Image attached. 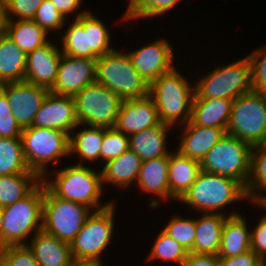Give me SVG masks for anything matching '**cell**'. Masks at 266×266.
<instances>
[{"mask_svg":"<svg viewBox=\"0 0 266 266\" xmlns=\"http://www.w3.org/2000/svg\"><path fill=\"white\" fill-rule=\"evenodd\" d=\"M194 95L195 86H190L175 67L149 85V96L156 105L161 123L170 126H182L190 121Z\"/></svg>","mask_w":266,"mask_h":266,"instance_id":"6da1fadb","label":"cell"},{"mask_svg":"<svg viewBox=\"0 0 266 266\" xmlns=\"http://www.w3.org/2000/svg\"><path fill=\"white\" fill-rule=\"evenodd\" d=\"M55 173V179H42L55 196L81 203L91 209L94 208V211L105 209L113 203L111 201L100 206L99 198L103 193L101 172L76 163Z\"/></svg>","mask_w":266,"mask_h":266,"instance_id":"7a4b0ae2","label":"cell"},{"mask_svg":"<svg viewBox=\"0 0 266 266\" xmlns=\"http://www.w3.org/2000/svg\"><path fill=\"white\" fill-rule=\"evenodd\" d=\"M248 199L245 187L236 179L200 171L197 179L180 202L203 213H217L237 200ZM217 210V211H216Z\"/></svg>","mask_w":266,"mask_h":266,"instance_id":"3957f363","label":"cell"},{"mask_svg":"<svg viewBox=\"0 0 266 266\" xmlns=\"http://www.w3.org/2000/svg\"><path fill=\"white\" fill-rule=\"evenodd\" d=\"M96 82L114 91L122 100L149 95V84L135 69L129 54L115 49L97 58Z\"/></svg>","mask_w":266,"mask_h":266,"instance_id":"277c9868","label":"cell"},{"mask_svg":"<svg viewBox=\"0 0 266 266\" xmlns=\"http://www.w3.org/2000/svg\"><path fill=\"white\" fill-rule=\"evenodd\" d=\"M45 184L41 181L26 197L3 207V248L27 245L31 232L42 230Z\"/></svg>","mask_w":266,"mask_h":266,"instance_id":"5b68a950","label":"cell"},{"mask_svg":"<svg viewBox=\"0 0 266 266\" xmlns=\"http://www.w3.org/2000/svg\"><path fill=\"white\" fill-rule=\"evenodd\" d=\"M21 139L27 167L41 179L49 178L50 162L70 155V136L59 130L29 126L22 129Z\"/></svg>","mask_w":266,"mask_h":266,"instance_id":"8992f818","label":"cell"},{"mask_svg":"<svg viewBox=\"0 0 266 266\" xmlns=\"http://www.w3.org/2000/svg\"><path fill=\"white\" fill-rule=\"evenodd\" d=\"M197 82L193 99L235 100L241 95L252 92L249 59L246 56L227 66L217 67Z\"/></svg>","mask_w":266,"mask_h":266,"instance_id":"52a82bcc","label":"cell"},{"mask_svg":"<svg viewBox=\"0 0 266 266\" xmlns=\"http://www.w3.org/2000/svg\"><path fill=\"white\" fill-rule=\"evenodd\" d=\"M253 146L225 134L201 161V170L232 177L246 187L250 176Z\"/></svg>","mask_w":266,"mask_h":266,"instance_id":"ba28073f","label":"cell"},{"mask_svg":"<svg viewBox=\"0 0 266 266\" xmlns=\"http://www.w3.org/2000/svg\"><path fill=\"white\" fill-rule=\"evenodd\" d=\"M93 210L81 203L59 198L45 186L42 230L70 244Z\"/></svg>","mask_w":266,"mask_h":266,"instance_id":"9c48e42d","label":"cell"},{"mask_svg":"<svg viewBox=\"0 0 266 266\" xmlns=\"http://www.w3.org/2000/svg\"><path fill=\"white\" fill-rule=\"evenodd\" d=\"M114 201L102 210L93 211L70 243L74 262L102 264L101 253L110 244L114 228Z\"/></svg>","mask_w":266,"mask_h":266,"instance_id":"30bf717a","label":"cell"},{"mask_svg":"<svg viewBox=\"0 0 266 266\" xmlns=\"http://www.w3.org/2000/svg\"><path fill=\"white\" fill-rule=\"evenodd\" d=\"M226 133L252 146L266 143V94L252 91L233 100Z\"/></svg>","mask_w":266,"mask_h":266,"instance_id":"8fae6325","label":"cell"},{"mask_svg":"<svg viewBox=\"0 0 266 266\" xmlns=\"http://www.w3.org/2000/svg\"><path fill=\"white\" fill-rule=\"evenodd\" d=\"M80 125L114 128L122 99L114 91L95 82L73 96Z\"/></svg>","mask_w":266,"mask_h":266,"instance_id":"7c38bea8","label":"cell"},{"mask_svg":"<svg viewBox=\"0 0 266 266\" xmlns=\"http://www.w3.org/2000/svg\"><path fill=\"white\" fill-rule=\"evenodd\" d=\"M7 97L12 114L20 127L32 125L36 113L50 92V89L26 81L6 83L0 89Z\"/></svg>","mask_w":266,"mask_h":266,"instance_id":"4fadbf2b","label":"cell"},{"mask_svg":"<svg viewBox=\"0 0 266 266\" xmlns=\"http://www.w3.org/2000/svg\"><path fill=\"white\" fill-rule=\"evenodd\" d=\"M96 61L97 59L76 58L62 54L57 79L50 92L56 95L74 96L87 85L95 83Z\"/></svg>","mask_w":266,"mask_h":266,"instance_id":"5bb4252c","label":"cell"},{"mask_svg":"<svg viewBox=\"0 0 266 266\" xmlns=\"http://www.w3.org/2000/svg\"><path fill=\"white\" fill-rule=\"evenodd\" d=\"M31 126L59 130L70 136L72 131L80 126L73 96L49 92Z\"/></svg>","mask_w":266,"mask_h":266,"instance_id":"9a60e30c","label":"cell"},{"mask_svg":"<svg viewBox=\"0 0 266 266\" xmlns=\"http://www.w3.org/2000/svg\"><path fill=\"white\" fill-rule=\"evenodd\" d=\"M172 50L167 40L159 39L128 54L135 69L150 85L159 76L174 68Z\"/></svg>","mask_w":266,"mask_h":266,"instance_id":"2e32d148","label":"cell"},{"mask_svg":"<svg viewBox=\"0 0 266 266\" xmlns=\"http://www.w3.org/2000/svg\"><path fill=\"white\" fill-rule=\"evenodd\" d=\"M160 123L156 105L148 95L142 98L123 100L114 128L130 136Z\"/></svg>","mask_w":266,"mask_h":266,"instance_id":"e0dca14e","label":"cell"},{"mask_svg":"<svg viewBox=\"0 0 266 266\" xmlns=\"http://www.w3.org/2000/svg\"><path fill=\"white\" fill-rule=\"evenodd\" d=\"M62 52L49 41L27 54L25 80L51 89L56 82Z\"/></svg>","mask_w":266,"mask_h":266,"instance_id":"ac0fdd59","label":"cell"},{"mask_svg":"<svg viewBox=\"0 0 266 266\" xmlns=\"http://www.w3.org/2000/svg\"><path fill=\"white\" fill-rule=\"evenodd\" d=\"M182 139L177 150L196 161L201 162L209 150L225 136L226 129L217 127L199 126L191 121L184 124Z\"/></svg>","mask_w":266,"mask_h":266,"instance_id":"d6986e66","label":"cell"},{"mask_svg":"<svg viewBox=\"0 0 266 266\" xmlns=\"http://www.w3.org/2000/svg\"><path fill=\"white\" fill-rule=\"evenodd\" d=\"M27 243L39 266H70L74 263L70 244L57 237L45 233L43 230L32 235Z\"/></svg>","mask_w":266,"mask_h":266,"instance_id":"ffe728a7","label":"cell"},{"mask_svg":"<svg viewBox=\"0 0 266 266\" xmlns=\"http://www.w3.org/2000/svg\"><path fill=\"white\" fill-rule=\"evenodd\" d=\"M201 171V162L181 154L178 150L169 154L168 179L170 199L178 201L189 191Z\"/></svg>","mask_w":266,"mask_h":266,"instance_id":"44dd1931","label":"cell"},{"mask_svg":"<svg viewBox=\"0 0 266 266\" xmlns=\"http://www.w3.org/2000/svg\"><path fill=\"white\" fill-rule=\"evenodd\" d=\"M226 218L225 214L217 212L203 213L196 219L195 242L189 253L218 256Z\"/></svg>","mask_w":266,"mask_h":266,"instance_id":"7402d4cb","label":"cell"},{"mask_svg":"<svg viewBox=\"0 0 266 266\" xmlns=\"http://www.w3.org/2000/svg\"><path fill=\"white\" fill-rule=\"evenodd\" d=\"M242 215L232 212L227 216L222 229L219 258L237 256L251 250V231Z\"/></svg>","mask_w":266,"mask_h":266,"instance_id":"603a6c76","label":"cell"},{"mask_svg":"<svg viewBox=\"0 0 266 266\" xmlns=\"http://www.w3.org/2000/svg\"><path fill=\"white\" fill-rule=\"evenodd\" d=\"M142 160L130 149L117 158L105 162L101 172L102 184L110 183L120 188H126L137 182Z\"/></svg>","mask_w":266,"mask_h":266,"instance_id":"cb8c5ba5","label":"cell"},{"mask_svg":"<svg viewBox=\"0 0 266 266\" xmlns=\"http://www.w3.org/2000/svg\"><path fill=\"white\" fill-rule=\"evenodd\" d=\"M233 100L193 99L190 121L199 126L227 129Z\"/></svg>","mask_w":266,"mask_h":266,"instance_id":"d4e9b609","label":"cell"},{"mask_svg":"<svg viewBox=\"0 0 266 266\" xmlns=\"http://www.w3.org/2000/svg\"><path fill=\"white\" fill-rule=\"evenodd\" d=\"M168 169L169 155L142 161L137 186L140 190L151 192L162 200L170 199Z\"/></svg>","mask_w":266,"mask_h":266,"instance_id":"484cf974","label":"cell"},{"mask_svg":"<svg viewBox=\"0 0 266 266\" xmlns=\"http://www.w3.org/2000/svg\"><path fill=\"white\" fill-rule=\"evenodd\" d=\"M172 126L160 123L152 128L129 136V149L134 151L142 161L167 156L166 135Z\"/></svg>","mask_w":266,"mask_h":266,"instance_id":"4316f807","label":"cell"},{"mask_svg":"<svg viewBox=\"0 0 266 266\" xmlns=\"http://www.w3.org/2000/svg\"><path fill=\"white\" fill-rule=\"evenodd\" d=\"M27 54L4 32L0 34V83L25 80Z\"/></svg>","mask_w":266,"mask_h":266,"instance_id":"83f0119b","label":"cell"},{"mask_svg":"<svg viewBox=\"0 0 266 266\" xmlns=\"http://www.w3.org/2000/svg\"><path fill=\"white\" fill-rule=\"evenodd\" d=\"M4 32L26 54L50 41L48 33L33 20L6 21Z\"/></svg>","mask_w":266,"mask_h":266,"instance_id":"f1b7e54d","label":"cell"},{"mask_svg":"<svg viewBox=\"0 0 266 266\" xmlns=\"http://www.w3.org/2000/svg\"><path fill=\"white\" fill-rule=\"evenodd\" d=\"M42 179L36 173L0 176V207L14 204L26 197Z\"/></svg>","mask_w":266,"mask_h":266,"instance_id":"f546056e","label":"cell"},{"mask_svg":"<svg viewBox=\"0 0 266 266\" xmlns=\"http://www.w3.org/2000/svg\"><path fill=\"white\" fill-rule=\"evenodd\" d=\"M84 128L76 134L70 135L69 153H77L80 157V165L85 161H95L100 159V150L104 137V127Z\"/></svg>","mask_w":266,"mask_h":266,"instance_id":"4dcf8cb0","label":"cell"},{"mask_svg":"<svg viewBox=\"0 0 266 266\" xmlns=\"http://www.w3.org/2000/svg\"><path fill=\"white\" fill-rule=\"evenodd\" d=\"M260 191L263 193H261ZM265 192L266 143H263L255 145L252 148L250 176L245 187V193L250 202L262 203L265 200Z\"/></svg>","mask_w":266,"mask_h":266,"instance_id":"1f68e13d","label":"cell"},{"mask_svg":"<svg viewBox=\"0 0 266 266\" xmlns=\"http://www.w3.org/2000/svg\"><path fill=\"white\" fill-rule=\"evenodd\" d=\"M86 11H80L75 21L66 30L61 41L63 48L62 54L76 58L91 59V48L89 47L88 30H84V14Z\"/></svg>","mask_w":266,"mask_h":266,"instance_id":"d6a6232c","label":"cell"},{"mask_svg":"<svg viewBox=\"0 0 266 266\" xmlns=\"http://www.w3.org/2000/svg\"><path fill=\"white\" fill-rule=\"evenodd\" d=\"M35 173L27 167L21 138L0 137V176Z\"/></svg>","mask_w":266,"mask_h":266,"instance_id":"836d02e7","label":"cell"},{"mask_svg":"<svg viewBox=\"0 0 266 266\" xmlns=\"http://www.w3.org/2000/svg\"><path fill=\"white\" fill-rule=\"evenodd\" d=\"M84 30H88L91 59H97L114 50L110 46V33L106 25L94 16L92 12L84 14Z\"/></svg>","mask_w":266,"mask_h":266,"instance_id":"e575fe53","label":"cell"},{"mask_svg":"<svg viewBox=\"0 0 266 266\" xmlns=\"http://www.w3.org/2000/svg\"><path fill=\"white\" fill-rule=\"evenodd\" d=\"M188 253L176 240L161 230L147 259H160L167 263L172 261L182 266Z\"/></svg>","mask_w":266,"mask_h":266,"instance_id":"d590c367","label":"cell"},{"mask_svg":"<svg viewBox=\"0 0 266 266\" xmlns=\"http://www.w3.org/2000/svg\"><path fill=\"white\" fill-rule=\"evenodd\" d=\"M180 0H130L124 20H134L139 18H150L162 15L172 9Z\"/></svg>","mask_w":266,"mask_h":266,"instance_id":"8d00e7d4","label":"cell"},{"mask_svg":"<svg viewBox=\"0 0 266 266\" xmlns=\"http://www.w3.org/2000/svg\"><path fill=\"white\" fill-rule=\"evenodd\" d=\"M162 230L176 240L187 252L193 249L196 236V219L174 216Z\"/></svg>","mask_w":266,"mask_h":266,"instance_id":"74e56055","label":"cell"},{"mask_svg":"<svg viewBox=\"0 0 266 266\" xmlns=\"http://www.w3.org/2000/svg\"><path fill=\"white\" fill-rule=\"evenodd\" d=\"M129 136L115 128H104V137L100 150V159L104 162L117 158L129 150Z\"/></svg>","mask_w":266,"mask_h":266,"instance_id":"f35d334b","label":"cell"},{"mask_svg":"<svg viewBox=\"0 0 266 266\" xmlns=\"http://www.w3.org/2000/svg\"><path fill=\"white\" fill-rule=\"evenodd\" d=\"M47 33L62 29L66 18L59 12L51 0H44L37 9L35 16L32 19Z\"/></svg>","mask_w":266,"mask_h":266,"instance_id":"ab89813d","label":"cell"},{"mask_svg":"<svg viewBox=\"0 0 266 266\" xmlns=\"http://www.w3.org/2000/svg\"><path fill=\"white\" fill-rule=\"evenodd\" d=\"M247 58L251 65L252 91L266 94V48L253 51Z\"/></svg>","mask_w":266,"mask_h":266,"instance_id":"60d3db41","label":"cell"},{"mask_svg":"<svg viewBox=\"0 0 266 266\" xmlns=\"http://www.w3.org/2000/svg\"><path fill=\"white\" fill-rule=\"evenodd\" d=\"M0 266H39L27 245L0 249Z\"/></svg>","mask_w":266,"mask_h":266,"instance_id":"b9f144b4","label":"cell"},{"mask_svg":"<svg viewBox=\"0 0 266 266\" xmlns=\"http://www.w3.org/2000/svg\"><path fill=\"white\" fill-rule=\"evenodd\" d=\"M22 128L12 114L6 95L0 90V137L21 138Z\"/></svg>","mask_w":266,"mask_h":266,"instance_id":"7bdbcfd3","label":"cell"},{"mask_svg":"<svg viewBox=\"0 0 266 266\" xmlns=\"http://www.w3.org/2000/svg\"><path fill=\"white\" fill-rule=\"evenodd\" d=\"M44 0H5V19L11 21L13 14L17 20H32Z\"/></svg>","mask_w":266,"mask_h":266,"instance_id":"ee69618b","label":"cell"},{"mask_svg":"<svg viewBox=\"0 0 266 266\" xmlns=\"http://www.w3.org/2000/svg\"><path fill=\"white\" fill-rule=\"evenodd\" d=\"M265 208L263 203H255ZM251 250L262 260L266 258V214L258 221L257 226L251 230Z\"/></svg>","mask_w":266,"mask_h":266,"instance_id":"f6af8a7d","label":"cell"},{"mask_svg":"<svg viewBox=\"0 0 266 266\" xmlns=\"http://www.w3.org/2000/svg\"><path fill=\"white\" fill-rule=\"evenodd\" d=\"M220 266H262V259L249 250L233 257L219 258Z\"/></svg>","mask_w":266,"mask_h":266,"instance_id":"bcb514c9","label":"cell"},{"mask_svg":"<svg viewBox=\"0 0 266 266\" xmlns=\"http://www.w3.org/2000/svg\"><path fill=\"white\" fill-rule=\"evenodd\" d=\"M182 266H220V262L216 255L188 253Z\"/></svg>","mask_w":266,"mask_h":266,"instance_id":"7dc6e473","label":"cell"},{"mask_svg":"<svg viewBox=\"0 0 266 266\" xmlns=\"http://www.w3.org/2000/svg\"><path fill=\"white\" fill-rule=\"evenodd\" d=\"M59 12L67 17V14L74 13L82 3L81 0H51Z\"/></svg>","mask_w":266,"mask_h":266,"instance_id":"c3c4849f","label":"cell"},{"mask_svg":"<svg viewBox=\"0 0 266 266\" xmlns=\"http://www.w3.org/2000/svg\"><path fill=\"white\" fill-rule=\"evenodd\" d=\"M6 26L5 0H0V34L4 33Z\"/></svg>","mask_w":266,"mask_h":266,"instance_id":"681fc988","label":"cell"},{"mask_svg":"<svg viewBox=\"0 0 266 266\" xmlns=\"http://www.w3.org/2000/svg\"><path fill=\"white\" fill-rule=\"evenodd\" d=\"M3 248V211L0 207V249Z\"/></svg>","mask_w":266,"mask_h":266,"instance_id":"f907efd6","label":"cell"},{"mask_svg":"<svg viewBox=\"0 0 266 266\" xmlns=\"http://www.w3.org/2000/svg\"><path fill=\"white\" fill-rule=\"evenodd\" d=\"M70 266H103V264L93 262H74Z\"/></svg>","mask_w":266,"mask_h":266,"instance_id":"816d5d0a","label":"cell"},{"mask_svg":"<svg viewBox=\"0 0 266 266\" xmlns=\"http://www.w3.org/2000/svg\"><path fill=\"white\" fill-rule=\"evenodd\" d=\"M262 266H266V258L262 260Z\"/></svg>","mask_w":266,"mask_h":266,"instance_id":"f5cc1de1","label":"cell"},{"mask_svg":"<svg viewBox=\"0 0 266 266\" xmlns=\"http://www.w3.org/2000/svg\"><path fill=\"white\" fill-rule=\"evenodd\" d=\"M262 203L266 206V194H265V200Z\"/></svg>","mask_w":266,"mask_h":266,"instance_id":"db71d44e","label":"cell"}]
</instances>
